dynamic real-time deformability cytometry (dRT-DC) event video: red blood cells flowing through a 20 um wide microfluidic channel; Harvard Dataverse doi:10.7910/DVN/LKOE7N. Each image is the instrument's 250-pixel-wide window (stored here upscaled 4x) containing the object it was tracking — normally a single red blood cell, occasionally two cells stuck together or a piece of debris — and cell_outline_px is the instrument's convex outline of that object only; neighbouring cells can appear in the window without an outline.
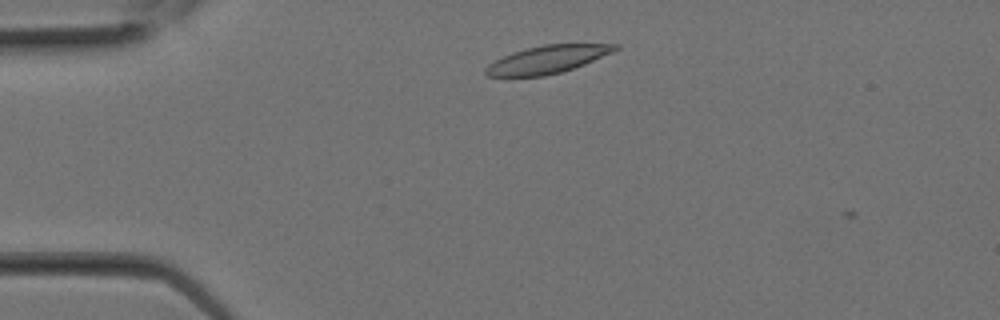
{"species": "Egyptian fruit bat (a non-hibernating species)", "species_latin": "Rousettus aegyptiacus", "temperature_condition": "room temperature", "stored_images_in_passage": 3, "camera_frame_rate_fps": 3000, "um_per_image_px": 0.085, "animal": {"sex": "female"}, "frame": {"image": 1, "passage_image": 2, "time_ms": 0.333, "image_size_px": [1000, 320], "cell_outline_px": [[620, 48], [612, 52], [584, 64], [560, 72], [544, 76], [488, 76], [484, 72], [484, 68], [488, 64], [512, 52], [544, 44], [620, 44]], "centroid_in_image_um": [46.52, 5.05], "position_along_channel_um": 38.5, "area_um2": 20.63}}